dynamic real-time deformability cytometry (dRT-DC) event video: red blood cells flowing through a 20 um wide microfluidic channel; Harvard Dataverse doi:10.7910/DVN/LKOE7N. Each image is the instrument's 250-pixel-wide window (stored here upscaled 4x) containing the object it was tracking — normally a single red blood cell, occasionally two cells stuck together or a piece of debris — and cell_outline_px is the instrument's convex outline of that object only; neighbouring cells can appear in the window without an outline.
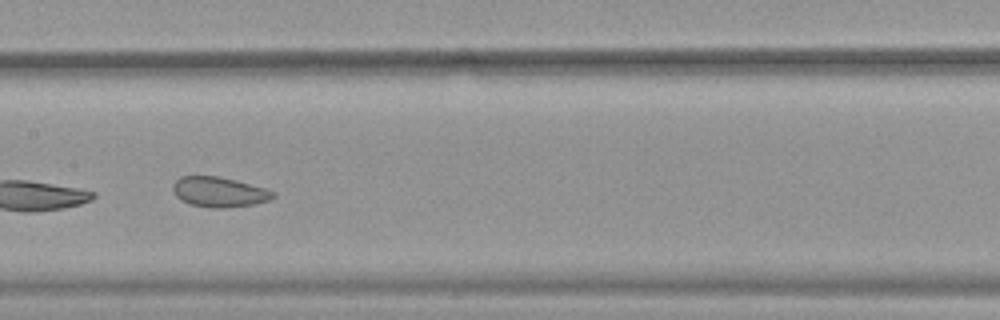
{"species": "common noctule bat (a hibernating species)", "species_latin": "Nyctalus noctula", "temperature_condition": "warm", "stored_images_in_passage": 32, "camera_frame_rate_fps": 3000, "um_per_image_px": 0.085, "animal": {"sex": "female", "body_mass_g": 19.9}, "frame": {"image": 1, "passage_image": 10, "time_ms": 3.0, "image_size_px": [1000, 320], "cell_outline_px": [[276, 196], [272, 200], [252, 204], [228, 208], [212, 208], [192, 204], [176, 196], [172, 188], [172, 184], [180, 176], [220, 176], [236, 180], [264, 188], [276, 192]], "centroid_in_image_um": [18.66, 16.31], "position_along_channel_um": 188.7, "area_um2": 17.57}}